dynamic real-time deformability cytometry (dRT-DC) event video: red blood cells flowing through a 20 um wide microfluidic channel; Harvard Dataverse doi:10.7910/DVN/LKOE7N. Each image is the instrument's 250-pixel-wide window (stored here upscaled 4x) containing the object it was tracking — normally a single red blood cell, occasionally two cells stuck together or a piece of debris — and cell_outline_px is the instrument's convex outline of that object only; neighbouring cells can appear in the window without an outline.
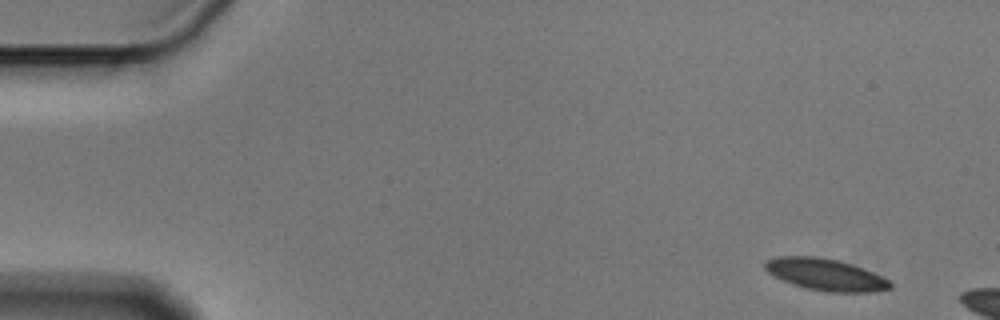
{"species": "Egyptian fruit bat (a non-hibernating species)", "species_latin": "Rousettus aegyptiacus", "temperature_condition": "cold", "stored_images_in_passage": 3, "camera_frame_rate_fps": 3000, "um_per_image_px": 0.085, "animal": {"sex": "male"}, "frame": {"image": 1, "passage_image": 1, "time_ms": 0.0, "image_size_px": [1000, 320], "cell_outline_px": [[892, 288], [876, 292], [824, 292], [804, 288], [792, 284], [768, 272], [764, 268], [764, 260], [776, 256], [816, 256], [836, 260], [864, 268], [888, 280], [892, 284]], "centroid_in_image_um": [70.15, 23.34], "position_along_channel_um": 14.8, "area_um2": 23.24}}